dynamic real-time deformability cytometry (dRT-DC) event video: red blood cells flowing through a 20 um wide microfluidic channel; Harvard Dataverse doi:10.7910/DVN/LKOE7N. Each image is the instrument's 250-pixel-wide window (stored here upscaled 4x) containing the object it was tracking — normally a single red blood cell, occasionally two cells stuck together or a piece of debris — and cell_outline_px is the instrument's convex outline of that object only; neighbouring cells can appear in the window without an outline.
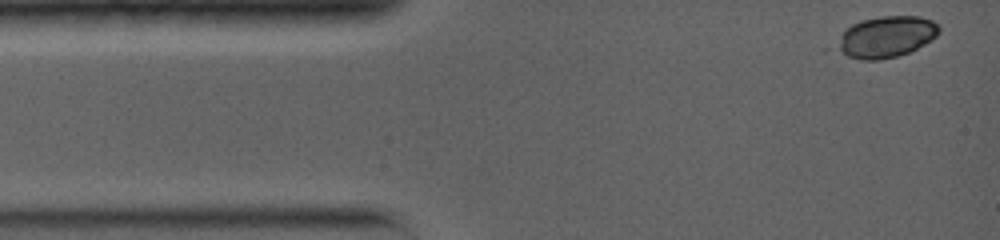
{"species": "common noctule bat (a hibernating species)", "species_latin": "Nyctalus noctula", "temperature_condition": "warm", "stored_images_in_passage": 5, "camera_frame_rate_fps": 5000, "um_per_image_px": 0.085, "animal": {"sex": "female", "body_mass_g": 19.0, "forearm_length_mm": 56.7}, "frame": {"image": 1, "passage_image": 1, "time_ms": 0.0, "image_size_px": [1000, 240], "cell_outline_px": [[940, 32], [932, 40], [908, 52], [896, 56], [880, 60], [860, 60], [824, 52], [824, 48], [844, 28], [860, 20], [880, 16], [920, 16], [932, 20], [940, 28]], "centroid_in_image_um": [75.04, 3.17], "position_along_channel_um": 10.0, "area_um2": 26.24}}
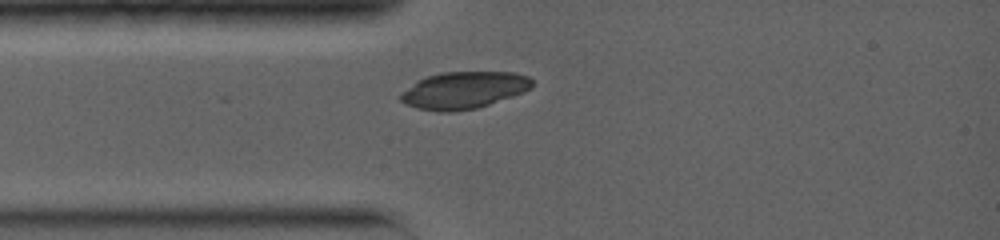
{"frame": {"image": 2, "passage_image": 5, "time_ms": 2.6, "image_size_px": [1000, 240], "cell_outline_px": [[532, 88], [524, 92], [476, 108], [452, 112], [440, 112], [416, 108], [400, 100], [400, 92], [416, 80], [440, 72], [512, 72], [528, 76], [532, 80]], "centroid_in_image_um": [39.39, 7.66], "position_along_channel_um": 45.6, "area_um2": 28.38}}